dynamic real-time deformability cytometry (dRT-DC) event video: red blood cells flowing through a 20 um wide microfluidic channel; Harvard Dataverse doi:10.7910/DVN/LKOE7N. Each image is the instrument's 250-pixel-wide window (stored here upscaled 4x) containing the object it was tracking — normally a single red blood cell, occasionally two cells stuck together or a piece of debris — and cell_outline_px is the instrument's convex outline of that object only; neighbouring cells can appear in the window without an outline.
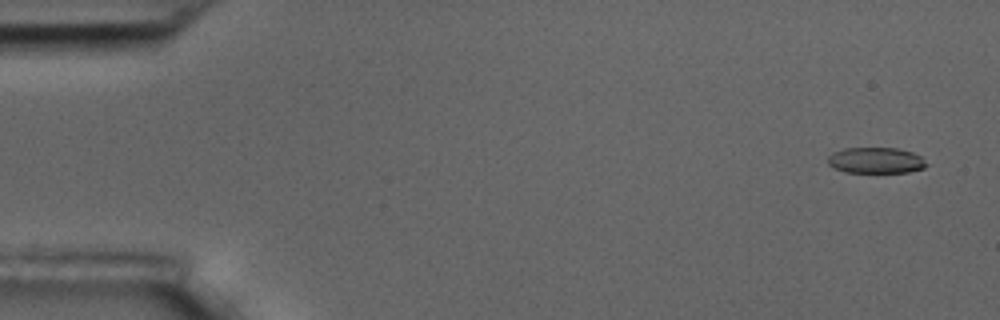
{"species": "common noctule bat (a hibernating species)", "species_latin": "Nyctalus noctula", "temperature_condition": "room temperature", "stored_images_in_passage": 56, "camera_frame_rate_fps": 3000, "um_per_image_px": 0.085, "animal": {"sex": "male", "body_mass_g": 17.5, "forearm_length_mm": 52.3}, "frame": {"image": 1, "passage_image": 3, "time_ms": 0.667, "image_size_px": [1000, 320], "cell_outline_px": [[928, 164], [924, 168], [908, 172], [844, 172], [828, 164], [828, 156], [844, 148], [896, 148], [912, 152], [920, 156]], "centroid_in_image_um": [74.46, 13.63], "position_along_channel_um": 10.5, "area_um2": 14.74}}
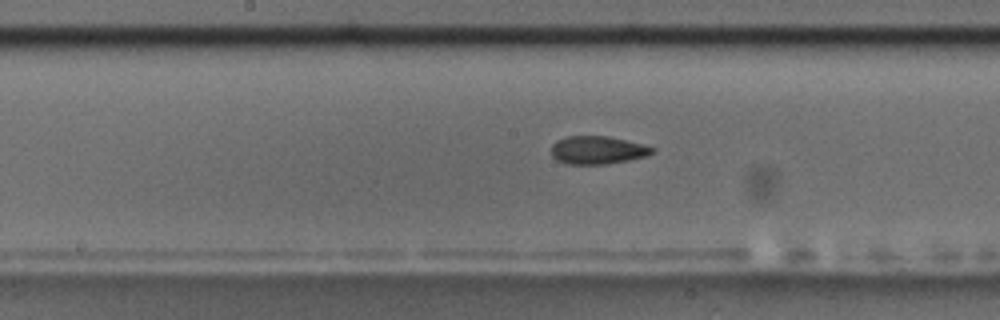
{"frame": {"image": 2, "passage_image": 29, "time_ms": 9.333, "image_size_px": [1000, 320], "cell_outline_px": [[656, 152], [648, 156], [628, 160], [604, 164], [568, 164], [556, 160], [552, 156], [552, 144], [556, 140], [568, 136], [608, 136], [644, 144], [656, 148]], "centroid_in_image_um": [50.83, 12.75], "position_along_channel_um": 197.4, "area_um2": 16.65}}
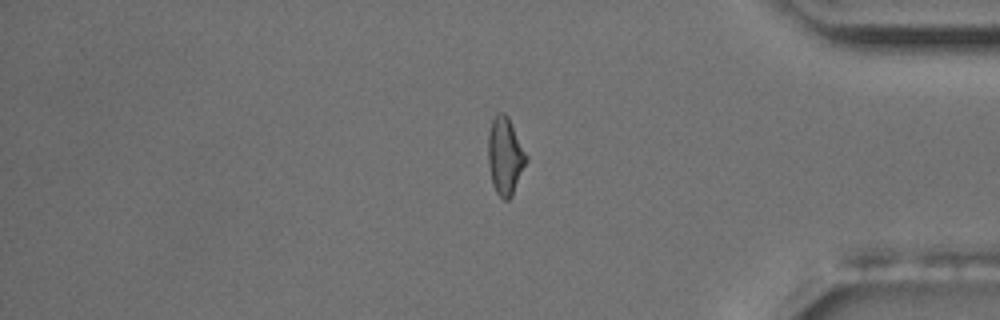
{"frame": {"image": 3, "passage_image": 47, "time_ms": 15.333, "image_size_px": [1000, 320], "cell_outline_px": [[528, 160], [512, 196], [508, 200], [504, 200], [496, 192], [492, 184], [488, 164], [488, 132], [492, 120], [500, 112], [504, 112], [508, 116], [528, 156]], "centroid_in_image_um": [42.94, 13.27], "position_along_channel_um": 392.3, "area_um2": 17.34}, "authors_computed_cell_mechanics": {"area_um2": 16.7331, "velocity_mm_per_s": 3.6417, "shape_relaxation_time_tau1_ms": null, "shape_relaxation_time_tau2_ms": 3.314, "deformation_change_tau1": null, "deformation_change_tau2": 0.1052}}